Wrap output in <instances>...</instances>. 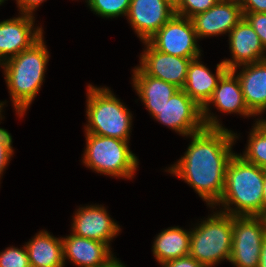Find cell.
<instances>
[{
  "label": "cell",
  "instance_id": "obj_18",
  "mask_svg": "<svg viewBox=\"0 0 266 267\" xmlns=\"http://www.w3.org/2000/svg\"><path fill=\"white\" fill-rule=\"evenodd\" d=\"M231 71L238 77L248 109L255 116H261L266 110V60L240 65Z\"/></svg>",
  "mask_w": 266,
  "mask_h": 267
},
{
  "label": "cell",
  "instance_id": "obj_17",
  "mask_svg": "<svg viewBox=\"0 0 266 267\" xmlns=\"http://www.w3.org/2000/svg\"><path fill=\"white\" fill-rule=\"evenodd\" d=\"M62 244L65 264L67 259L78 267H103L115 258L108 244L72 233L62 237Z\"/></svg>",
  "mask_w": 266,
  "mask_h": 267
},
{
  "label": "cell",
  "instance_id": "obj_30",
  "mask_svg": "<svg viewBox=\"0 0 266 267\" xmlns=\"http://www.w3.org/2000/svg\"><path fill=\"white\" fill-rule=\"evenodd\" d=\"M161 266L162 267H206L204 264L199 263L197 260L192 258L190 255L167 261Z\"/></svg>",
  "mask_w": 266,
  "mask_h": 267
},
{
  "label": "cell",
  "instance_id": "obj_28",
  "mask_svg": "<svg viewBox=\"0 0 266 267\" xmlns=\"http://www.w3.org/2000/svg\"><path fill=\"white\" fill-rule=\"evenodd\" d=\"M243 17L258 34L262 45L266 50V13L242 12Z\"/></svg>",
  "mask_w": 266,
  "mask_h": 267
},
{
  "label": "cell",
  "instance_id": "obj_31",
  "mask_svg": "<svg viewBox=\"0 0 266 267\" xmlns=\"http://www.w3.org/2000/svg\"><path fill=\"white\" fill-rule=\"evenodd\" d=\"M46 0H16L19 13L34 15V11Z\"/></svg>",
  "mask_w": 266,
  "mask_h": 267
},
{
  "label": "cell",
  "instance_id": "obj_3",
  "mask_svg": "<svg viewBox=\"0 0 266 267\" xmlns=\"http://www.w3.org/2000/svg\"><path fill=\"white\" fill-rule=\"evenodd\" d=\"M43 37L0 65L4 69L12 105L20 118L25 115L44 82L50 56Z\"/></svg>",
  "mask_w": 266,
  "mask_h": 267
},
{
  "label": "cell",
  "instance_id": "obj_24",
  "mask_svg": "<svg viewBox=\"0 0 266 267\" xmlns=\"http://www.w3.org/2000/svg\"><path fill=\"white\" fill-rule=\"evenodd\" d=\"M131 0H86L87 5L98 16L116 18L127 16Z\"/></svg>",
  "mask_w": 266,
  "mask_h": 267
},
{
  "label": "cell",
  "instance_id": "obj_22",
  "mask_svg": "<svg viewBox=\"0 0 266 267\" xmlns=\"http://www.w3.org/2000/svg\"><path fill=\"white\" fill-rule=\"evenodd\" d=\"M191 230L179 226L162 230L154 239L153 256L163 265L165 262L189 255Z\"/></svg>",
  "mask_w": 266,
  "mask_h": 267
},
{
  "label": "cell",
  "instance_id": "obj_13",
  "mask_svg": "<svg viewBox=\"0 0 266 267\" xmlns=\"http://www.w3.org/2000/svg\"><path fill=\"white\" fill-rule=\"evenodd\" d=\"M142 43L146 48L141 53L138 67L146 75L172 83L182 89L186 81L188 66L192 59L160 52L148 41Z\"/></svg>",
  "mask_w": 266,
  "mask_h": 267
},
{
  "label": "cell",
  "instance_id": "obj_1",
  "mask_svg": "<svg viewBox=\"0 0 266 267\" xmlns=\"http://www.w3.org/2000/svg\"><path fill=\"white\" fill-rule=\"evenodd\" d=\"M184 156L166 170L184 180L211 208L219 202L225 187L226 168L235 154L239 137L227 128H204L191 134Z\"/></svg>",
  "mask_w": 266,
  "mask_h": 267
},
{
  "label": "cell",
  "instance_id": "obj_35",
  "mask_svg": "<svg viewBox=\"0 0 266 267\" xmlns=\"http://www.w3.org/2000/svg\"><path fill=\"white\" fill-rule=\"evenodd\" d=\"M266 111V110H265ZM257 120V122L260 124V125H262L263 127H265L266 128V119H256Z\"/></svg>",
  "mask_w": 266,
  "mask_h": 267
},
{
  "label": "cell",
  "instance_id": "obj_15",
  "mask_svg": "<svg viewBox=\"0 0 266 267\" xmlns=\"http://www.w3.org/2000/svg\"><path fill=\"white\" fill-rule=\"evenodd\" d=\"M243 18L238 0H219L205 12L191 18L198 39L204 37L229 35L230 31Z\"/></svg>",
  "mask_w": 266,
  "mask_h": 267
},
{
  "label": "cell",
  "instance_id": "obj_26",
  "mask_svg": "<svg viewBox=\"0 0 266 267\" xmlns=\"http://www.w3.org/2000/svg\"><path fill=\"white\" fill-rule=\"evenodd\" d=\"M219 0H179L174 7L175 14L191 19L214 6Z\"/></svg>",
  "mask_w": 266,
  "mask_h": 267
},
{
  "label": "cell",
  "instance_id": "obj_4",
  "mask_svg": "<svg viewBox=\"0 0 266 267\" xmlns=\"http://www.w3.org/2000/svg\"><path fill=\"white\" fill-rule=\"evenodd\" d=\"M87 87L85 133L129 141L132 113L108 87Z\"/></svg>",
  "mask_w": 266,
  "mask_h": 267
},
{
  "label": "cell",
  "instance_id": "obj_25",
  "mask_svg": "<svg viewBox=\"0 0 266 267\" xmlns=\"http://www.w3.org/2000/svg\"><path fill=\"white\" fill-rule=\"evenodd\" d=\"M0 267H31L26 246H11L0 252Z\"/></svg>",
  "mask_w": 266,
  "mask_h": 267
},
{
  "label": "cell",
  "instance_id": "obj_7",
  "mask_svg": "<svg viewBox=\"0 0 266 267\" xmlns=\"http://www.w3.org/2000/svg\"><path fill=\"white\" fill-rule=\"evenodd\" d=\"M232 251L229 262L236 267H258L261 244L266 237L262 216H233Z\"/></svg>",
  "mask_w": 266,
  "mask_h": 267
},
{
  "label": "cell",
  "instance_id": "obj_10",
  "mask_svg": "<svg viewBox=\"0 0 266 267\" xmlns=\"http://www.w3.org/2000/svg\"><path fill=\"white\" fill-rule=\"evenodd\" d=\"M154 119L186 137L205 128L202 108L182 89L158 110Z\"/></svg>",
  "mask_w": 266,
  "mask_h": 267
},
{
  "label": "cell",
  "instance_id": "obj_5",
  "mask_svg": "<svg viewBox=\"0 0 266 267\" xmlns=\"http://www.w3.org/2000/svg\"><path fill=\"white\" fill-rule=\"evenodd\" d=\"M233 216L220 211L213 212L191 229L189 255L212 267L221 261H229L232 251Z\"/></svg>",
  "mask_w": 266,
  "mask_h": 267
},
{
  "label": "cell",
  "instance_id": "obj_12",
  "mask_svg": "<svg viewBox=\"0 0 266 267\" xmlns=\"http://www.w3.org/2000/svg\"><path fill=\"white\" fill-rule=\"evenodd\" d=\"M167 0H131L126 18L142 42L148 41L173 15Z\"/></svg>",
  "mask_w": 266,
  "mask_h": 267
},
{
  "label": "cell",
  "instance_id": "obj_8",
  "mask_svg": "<svg viewBox=\"0 0 266 267\" xmlns=\"http://www.w3.org/2000/svg\"><path fill=\"white\" fill-rule=\"evenodd\" d=\"M191 19L174 14L148 42L160 52L196 59L201 56Z\"/></svg>",
  "mask_w": 266,
  "mask_h": 267
},
{
  "label": "cell",
  "instance_id": "obj_39",
  "mask_svg": "<svg viewBox=\"0 0 266 267\" xmlns=\"http://www.w3.org/2000/svg\"><path fill=\"white\" fill-rule=\"evenodd\" d=\"M6 0H0V5H2V3H4Z\"/></svg>",
  "mask_w": 266,
  "mask_h": 267
},
{
  "label": "cell",
  "instance_id": "obj_19",
  "mask_svg": "<svg viewBox=\"0 0 266 267\" xmlns=\"http://www.w3.org/2000/svg\"><path fill=\"white\" fill-rule=\"evenodd\" d=\"M228 70L221 61L216 65V74H212L209 68L200 61V57L192 59L182 90L202 108L211 98L219 80Z\"/></svg>",
  "mask_w": 266,
  "mask_h": 267
},
{
  "label": "cell",
  "instance_id": "obj_27",
  "mask_svg": "<svg viewBox=\"0 0 266 267\" xmlns=\"http://www.w3.org/2000/svg\"><path fill=\"white\" fill-rule=\"evenodd\" d=\"M12 136L4 128H0V178L13 156Z\"/></svg>",
  "mask_w": 266,
  "mask_h": 267
},
{
  "label": "cell",
  "instance_id": "obj_14",
  "mask_svg": "<svg viewBox=\"0 0 266 267\" xmlns=\"http://www.w3.org/2000/svg\"><path fill=\"white\" fill-rule=\"evenodd\" d=\"M72 234L79 237L104 242L110 241L120 233V226L110 217L102 205L79 207L73 216Z\"/></svg>",
  "mask_w": 266,
  "mask_h": 267
},
{
  "label": "cell",
  "instance_id": "obj_9",
  "mask_svg": "<svg viewBox=\"0 0 266 267\" xmlns=\"http://www.w3.org/2000/svg\"><path fill=\"white\" fill-rule=\"evenodd\" d=\"M215 105L222 113H236L244 117H255L248 109L238 77L228 70L219 80L211 98L202 107V117L206 128H223L217 117L211 112L210 105Z\"/></svg>",
  "mask_w": 266,
  "mask_h": 267
},
{
  "label": "cell",
  "instance_id": "obj_32",
  "mask_svg": "<svg viewBox=\"0 0 266 267\" xmlns=\"http://www.w3.org/2000/svg\"><path fill=\"white\" fill-rule=\"evenodd\" d=\"M258 267H266V237L261 244V251L259 257Z\"/></svg>",
  "mask_w": 266,
  "mask_h": 267
},
{
  "label": "cell",
  "instance_id": "obj_11",
  "mask_svg": "<svg viewBox=\"0 0 266 267\" xmlns=\"http://www.w3.org/2000/svg\"><path fill=\"white\" fill-rule=\"evenodd\" d=\"M18 17L0 21V65L30 48L43 36V28L35 27V17L20 13Z\"/></svg>",
  "mask_w": 266,
  "mask_h": 267
},
{
  "label": "cell",
  "instance_id": "obj_37",
  "mask_svg": "<svg viewBox=\"0 0 266 267\" xmlns=\"http://www.w3.org/2000/svg\"><path fill=\"white\" fill-rule=\"evenodd\" d=\"M171 5H173L174 7L177 5V3L179 2V0H167Z\"/></svg>",
  "mask_w": 266,
  "mask_h": 267
},
{
  "label": "cell",
  "instance_id": "obj_38",
  "mask_svg": "<svg viewBox=\"0 0 266 267\" xmlns=\"http://www.w3.org/2000/svg\"><path fill=\"white\" fill-rule=\"evenodd\" d=\"M262 218L264 219L265 224H266V210H265L264 214L262 215Z\"/></svg>",
  "mask_w": 266,
  "mask_h": 267
},
{
  "label": "cell",
  "instance_id": "obj_6",
  "mask_svg": "<svg viewBox=\"0 0 266 267\" xmlns=\"http://www.w3.org/2000/svg\"><path fill=\"white\" fill-rule=\"evenodd\" d=\"M84 165L97 173L117 178L134 177L138 158L130 150L129 141L85 133Z\"/></svg>",
  "mask_w": 266,
  "mask_h": 267
},
{
  "label": "cell",
  "instance_id": "obj_16",
  "mask_svg": "<svg viewBox=\"0 0 266 267\" xmlns=\"http://www.w3.org/2000/svg\"><path fill=\"white\" fill-rule=\"evenodd\" d=\"M229 49L232 59H223L229 70L233 68L266 60V50L258 34L243 17L229 33Z\"/></svg>",
  "mask_w": 266,
  "mask_h": 267
},
{
  "label": "cell",
  "instance_id": "obj_23",
  "mask_svg": "<svg viewBox=\"0 0 266 267\" xmlns=\"http://www.w3.org/2000/svg\"><path fill=\"white\" fill-rule=\"evenodd\" d=\"M242 156L247 162L266 168V128L255 121Z\"/></svg>",
  "mask_w": 266,
  "mask_h": 267
},
{
  "label": "cell",
  "instance_id": "obj_21",
  "mask_svg": "<svg viewBox=\"0 0 266 267\" xmlns=\"http://www.w3.org/2000/svg\"><path fill=\"white\" fill-rule=\"evenodd\" d=\"M31 267H64L62 238L40 230L26 243Z\"/></svg>",
  "mask_w": 266,
  "mask_h": 267
},
{
  "label": "cell",
  "instance_id": "obj_33",
  "mask_svg": "<svg viewBox=\"0 0 266 267\" xmlns=\"http://www.w3.org/2000/svg\"><path fill=\"white\" fill-rule=\"evenodd\" d=\"M103 267H126L121 260L119 261L116 257L113 258L108 264Z\"/></svg>",
  "mask_w": 266,
  "mask_h": 267
},
{
  "label": "cell",
  "instance_id": "obj_2",
  "mask_svg": "<svg viewBox=\"0 0 266 267\" xmlns=\"http://www.w3.org/2000/svg\"><path fill=\"white\" fill-rule=\"evenodd\" d=\"M264 178V168L234 154L226 168L223 195L215 207L221 204L220 212L232 216H262L266 210Z\"/></svg>",
  "mask_w": 266,
  "mask_h": 267
},
{
  "label": "cell",
  "instance_id": "obj_34",
  "mask_svg": "<svg viewBox=\"0 0 266 267\" xmlns=\"http://www.w3.org/2000/svg\"><path fill=\"white\" fill-rule=\"evenodd\" d=\"M263 195H264V202L266 205V171H265V178H264V185H263Z\"/></svg>",
  "mask_w": 266,
  "mask_h": 267
},
{
  "label": "cell",
  "instance_id": "obj_20",
  "mask_svg": "<svg viewBox=\"0 0 266 267\" xmlns=\"http://www.w3.org/2000/svg\"><path fill=\"white\" fill-rule=\"evenodd\" d=\"M132 86L152 118L180 88L159 78L146 75L138 66L133 70Z\"/></svg>",
  "mask_w": 266,
  "mask_h": 267
},
{
  "label": "cell",
  "instance_id": "obj_36",
  "mask_svg": "<svg viewBox=\"0 0 266 267\" xmlns=\"http://www.w3.org/2000/svg\"><path fill=\"white\" fill-rule=\"evenodd\" d=\"M5 103L6 102H3V101L1 102L0 101V120H2V118H3L1 112H2V108H3V106H4Z\"/></svg>",
  "mask_w": 266,
  "mask_h": 267
},
{
  "label": "cell",
  "instance_id": "obj_29",
  "mask_svg": "<svg viewBox=\"0 0 266 267\" xmlns=\"http://www.w3.org/2000/svg\"><path fill=\"white\" fill-rule=\"evenodd\" d=\"M242 12L266 13V0H238Z\"/></svg>",
  "mask_w": 266,
  "mask_h": 267
}]
</instances>
